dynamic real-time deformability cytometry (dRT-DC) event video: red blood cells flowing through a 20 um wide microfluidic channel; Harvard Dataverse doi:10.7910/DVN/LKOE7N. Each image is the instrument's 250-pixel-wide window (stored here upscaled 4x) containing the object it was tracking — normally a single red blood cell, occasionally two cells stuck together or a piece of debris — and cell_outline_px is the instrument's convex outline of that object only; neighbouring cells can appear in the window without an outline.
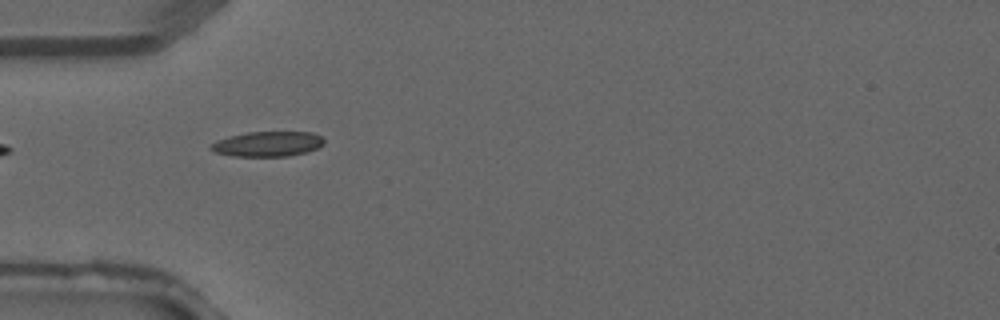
{"species": "common noctule bat (a hibernating species)", "species_latin": "Nyctalus noctula", "temperature_condition": "warm", "stored_images_in_passage": 4, "camera_frame_rate_fps": 3000, "um_per_image_px": 0.085, "animal": {"sex": "male", "forearm_length_mm": 52.5}, "frame": {"image": 1, "passage_image": 4, "time_ms": 1.0, "image_size_px": [1000, 320], "cell_outline_px": [[324, 144], [308, 152], [288, 156], [232, 156], [216, 152], [208, 148], [216, 140], [228, 136], [248, 132], [312, 132], [320, 136], [324, 140]], "centroid_in_image_um": [22.74, 12.23], "position_along_channel_um": 62.3, "area_um2": 16.53}}